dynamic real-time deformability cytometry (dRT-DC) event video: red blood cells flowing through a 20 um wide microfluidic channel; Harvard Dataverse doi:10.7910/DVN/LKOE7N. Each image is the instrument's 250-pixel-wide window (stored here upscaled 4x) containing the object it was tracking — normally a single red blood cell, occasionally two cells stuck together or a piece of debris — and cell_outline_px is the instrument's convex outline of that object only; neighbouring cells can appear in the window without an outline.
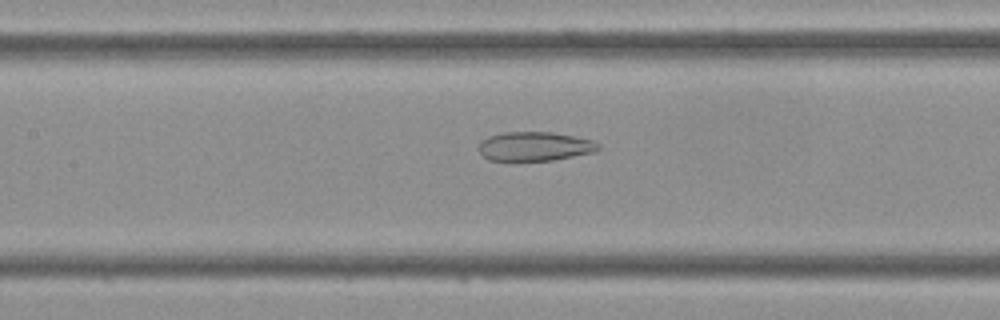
{"species": "Egyptian fruit bat (a non-hibernating species)", "species_latin": "Rousettus aegyptiacus", "temperature_condition": "cold", "stored_images_in_passage": 44, "camera_frame_rate_fps": 3000, "um_per_image_px": 0.085, "frame": {"image": 1, "passage_image": 20, "time_ms": 6.333, "image_size_px": [1000, 320], "cell_outline_px": [[600, 148], [596, 152], [552, 160], [488, 160], [480, 152], [480, 140], [488, 136], [504, 132], [552, 132], [592, 140], [600, 144]], "centroid_in_image_um": [45.47, 12.43], "position_along_channel_um": 161.9, "area_um2": 20.17}}
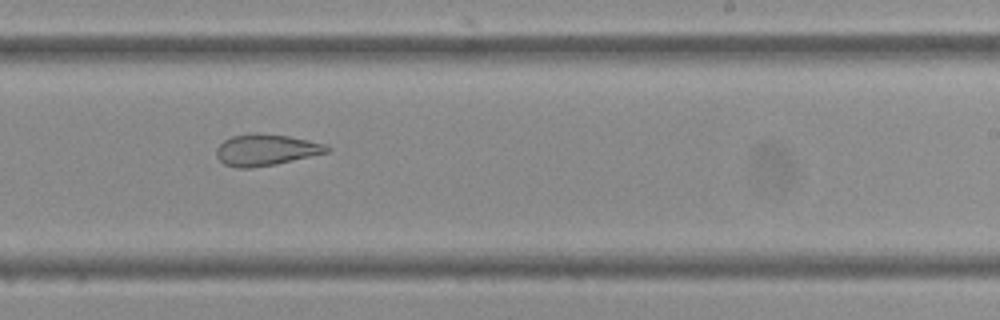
{"frame": {"image": 2, "passage_image": 27, "time_ms": 8.667, "image_size_px": [1000, 320], "cell_outline_px": [[332, 148], [328, 152], [276, 164], [252, 168], [236, 168], [224, 164], [216, 156], [216, 148], [224, 140], [232, 136], [248, 132], [256, 132], [288, 136], [328, 144]], "centroid_in_image_um": [22.6, 12.73], "position_along_channel_um": 266.4, "area_um2": 20.46}}
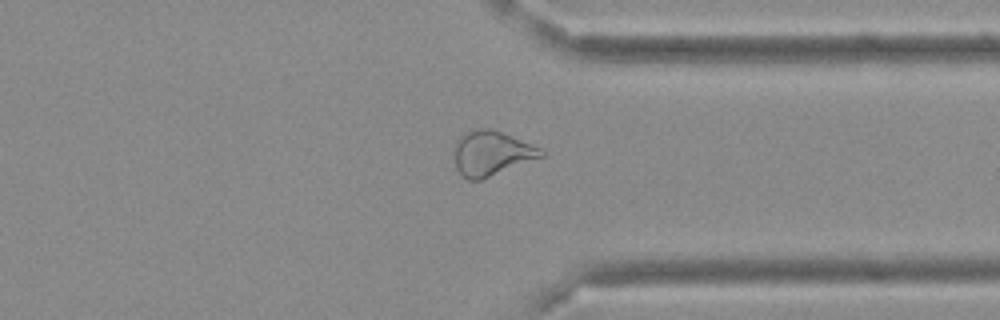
{"frame": {"image": 3, "passage_image": 34, "time_ms": 11.0, "image_size_px": [1000, 320], "cell_outline_px": [[548, 152], [544, 156], [480, 180], [468, 180], [456, 168], [452, 156], [452, 148], [456, 140], [460, 136], [476, 128], [492, 128], [512, 136], [540, 148]], "centroid_in_image_um": [41.74, 13.02], "position_along_channel_um": 369.7, "area_um2": 22.83}}